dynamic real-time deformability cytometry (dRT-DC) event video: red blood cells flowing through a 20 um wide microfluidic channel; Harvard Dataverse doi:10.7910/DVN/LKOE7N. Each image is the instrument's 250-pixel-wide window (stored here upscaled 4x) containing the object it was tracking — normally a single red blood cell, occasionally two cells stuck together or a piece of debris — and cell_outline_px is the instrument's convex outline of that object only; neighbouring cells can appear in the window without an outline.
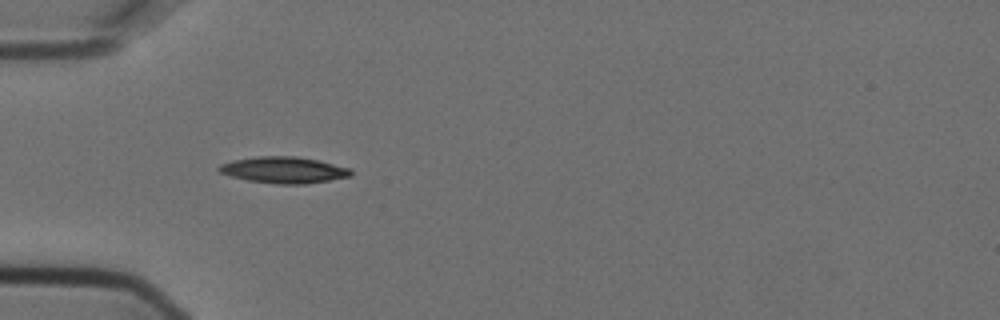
{"species": "Egyptian fruit bat (a non-hibernating species)", "species_latin": "Rousettus aegyptiacus", "temperature_condition": "cold", "stored_images_in_passage": 2, "camera_frame_rate_fps": 3000, "um_per_image_px": 0.085, "animal": {"sex": "female"}, "frame": {"image": 1, "passage_image": 1, "time_ms": 0.0, "image_size_px": [1000, 320], "cell_outline_px": [[352, 176], [304, 184], [276, 184], [248, 180], [232, 176], [220, 172], [216, 168], [220, 164], [232, 160], [256, 156], [296, 156], [320, 160], [352, 168]], "centroid_in_image_um": [24.15, 14.43], "position_along_channel_um": 60.9, "area_um2": 20.4}}
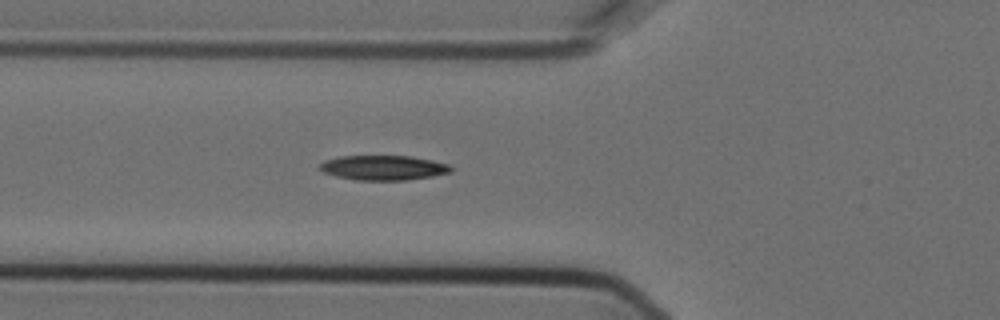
{"frame": {"image": 2, "passage_image": 2, "time_ms": 0.333, "image_size_px": [1000, 320], "cell_outline_px": [[452, 172], [432, 176], [408, 180], [356, 180], [336, 176], [324, 172], [316, 168], [324, 160], [340, 156], [412, 156], [432, 160], [448, 164], [452, 168]], "centroid_in_image_um": [32.57, 14.25], "position_along_channel_um": 93.2, "area_um2": 19.02}}